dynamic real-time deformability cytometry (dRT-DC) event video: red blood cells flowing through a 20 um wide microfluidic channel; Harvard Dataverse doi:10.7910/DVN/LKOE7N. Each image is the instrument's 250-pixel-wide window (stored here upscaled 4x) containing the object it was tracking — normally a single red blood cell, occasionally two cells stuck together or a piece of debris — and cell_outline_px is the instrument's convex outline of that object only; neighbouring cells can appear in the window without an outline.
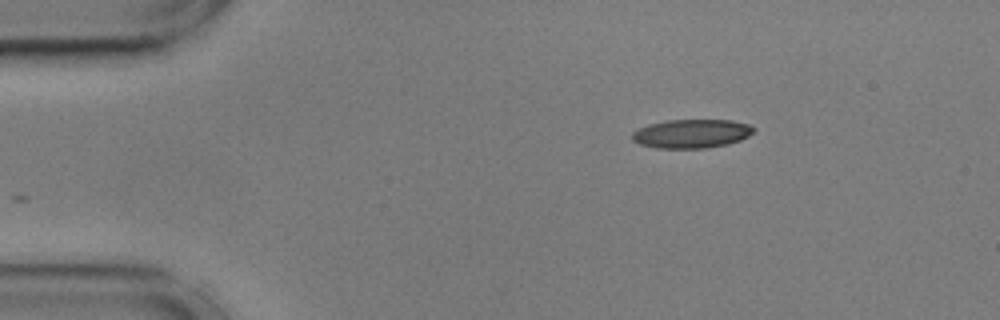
{"species": "common noctule bat (a hibernating species)", "species_latin": "Nyctalus noctula", "temperature_condition": "cold", "stored_images_in_passage": 9, "camera_frame_rate_fps": 3000, "um_per_image_px": 0.085, "animal": {"sex": "male", "body_mass_g": 17.9, "forearm_length_mm": 54.2}, "frame": {"image": 1, "passage_image": 1, "time_ms": 0.0, "image_size_px": [1000, 320], "cell_outline_px": [[756, 128], [748, 136], [740, 140], [728, 144], [704, 148], [656, 148], [640, 144], [632, 140], [632, 132], [636, 128], [648, 124], [668, 120], [732, 120], [748, 124]], "centroid_in_image_um": [58.75, 11.35], "position_along_channel_um": 26.2, "area_um2": 20.46}}